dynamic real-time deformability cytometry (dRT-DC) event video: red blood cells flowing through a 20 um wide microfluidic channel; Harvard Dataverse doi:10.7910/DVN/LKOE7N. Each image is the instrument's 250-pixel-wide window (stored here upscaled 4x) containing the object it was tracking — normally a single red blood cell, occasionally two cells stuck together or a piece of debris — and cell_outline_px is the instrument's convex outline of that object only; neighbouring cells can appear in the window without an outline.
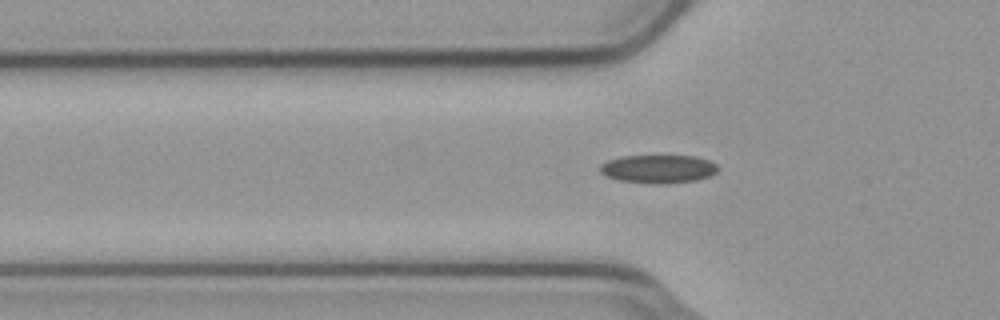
{"species": "common noctule bat (a hibernating species)", "species_latin": "Nyctalus noctula", "temperature_condition": "cold", "stored_images_in_passage": 35, "camera_frame_rate_fps": 3000, "um_per_image_px": 0.085, "animal": {"sex": "male", "body_mass_g": 23.1, "forearm_length_mm": 52.7}, "frame": {"image": 1, "passage_image": 4, "time_ms": 1.0, "image_size_px": [1000, 320], "cell_outline_px": [[716, 172], [708, 176], [696, 180], [668, 184], [656, 184], [620, 180], [608, 176], [600, 172], [600, 164], [608, 160], [624, 156], [696, 156], [708, 160], [716, 164]], "centroid_in_image_um": [55.95, 14.36], "position_along_channel_um": 69.9, "area_um2": 19.25}}
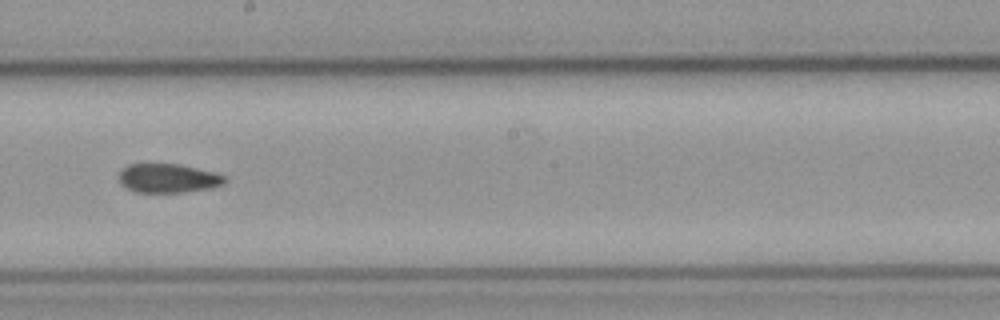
{"frame": {"image": 2, "passage_image": 17, "time_ms": 5.333, "image_size_px": [1000, 320], "cell_outline_px": [[224, 184], [212, 188], [184, 192], [136, 192], [120, 184], [120, 172], [128, 164], [180, 164], [216, 172], [224, 176]], "centroid_in_image_um": [14.31, 15.15], "position_along_channel_um": 233.9, "area_um2": 17.8}}
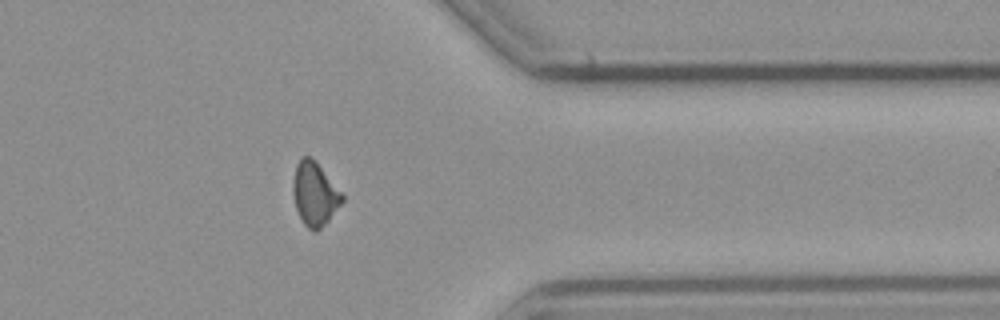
{"frame": {"image": 3, "passage_image": 30, "time_ms": 9.667, "image_size_px": [1000, 320], "cell_outline_px": [[344, 200], [328, 220], [316, 232], [308, 228], [304, 224], [296, 208], [292, 192], [292, 184], [296, 164], [300, 156], [308, 156], [320, 168], [344, 196]], "centroid_in_image_um": [26.71, 16.5], "position_along_channel_um": 384.7, "area_um2": 17.69}}